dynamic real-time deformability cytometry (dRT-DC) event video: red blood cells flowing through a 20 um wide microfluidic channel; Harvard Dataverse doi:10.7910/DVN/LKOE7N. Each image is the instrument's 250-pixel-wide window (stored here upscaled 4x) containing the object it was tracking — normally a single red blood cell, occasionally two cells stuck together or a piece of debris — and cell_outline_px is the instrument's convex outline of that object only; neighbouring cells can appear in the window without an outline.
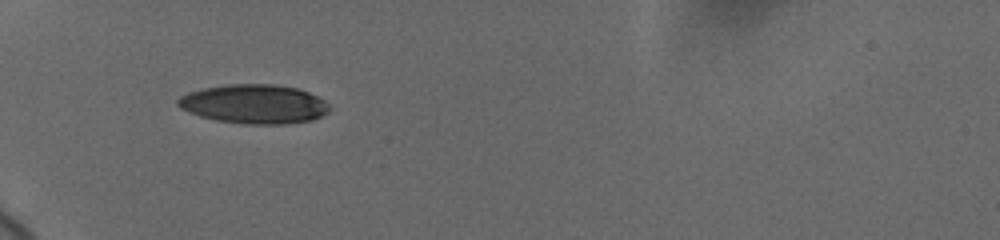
{"species": "human", "species_latin": "Homo sapiens", "temperature_condition": "cold", "stored_images_in_passage": 23, "camera_frame_rate_fps": 3000, "um_per_image_px": 0.085, "donor": {"sex": "female"}, "frame": {"image": 1, "passage_image": 1, "time_ms": 0.0, "image_size_px": [1000, 240], "cell_outline_px": [[332, 108], [328, 112], [312, 120], [288, 124], [244, 124], [216, 120], [200, 116], [188, 112], [180, 108], [176, 104], [176, 100], [180, 96], [188, 92], [204, 88], [228, 84], [272, 84], [296, 88], [308, 92], [324, 100]], "centroid_in_image_um": [21.59, 8.85], "position_along_channel_um": 63.4, "area_um2": 34.68}}
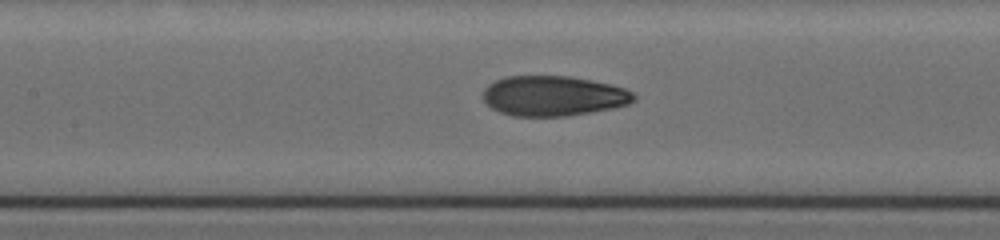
{"frame": {"image": 2, "passage_image": 10, "time_ms": 3.0, "image_size_px": [1000, 240], "cell_outline_px": [[636, 100], [628, 104], [612, 108], [568, 116], [512, 116], [500, 112], [492, 108], [484, 100], [484, 88], [488, 84], [496, 80], [508, 76], [568, 76], [592, 80], [624, 88], [632, 92], [636, 96]], "centroid_in_image_um": [47.03, 8.15], "position_along_channel_um": 160.4, "area_um2": 35.14}}
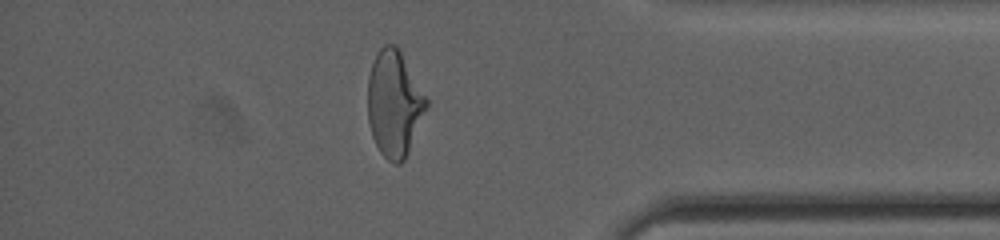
{"frame": {"image": 3, "passage_image": 20, "time_ms": 10.0, "image_size_px": [1000, 240], "cell_outline_px": [[428, 108], [408, 152], [404, 160], [400, 164], [396, 164], [388, 160], [380, 152], [372, 136], [368, 120], [368, 76], [372, 64], [380, 48], [384, 44], [396, 44], [400, 48], [428, 100]], "centroid_in_image_um": [33.52, 8.79], "position_along_channel_um": 401.7, "area_um2": 36.41}, "authors_computed_cell_mechanics": {"area_um2": 36.0094, "velocity_mm_per_s": 3.7047, "shape_relaxation_time_tau1_ms": 4.1788, "shape_relaxation_time_tau2_ms": 0.9737, "deformation_change_tau1": 0.1754, "deformation_change_tau2": 0.0617}}